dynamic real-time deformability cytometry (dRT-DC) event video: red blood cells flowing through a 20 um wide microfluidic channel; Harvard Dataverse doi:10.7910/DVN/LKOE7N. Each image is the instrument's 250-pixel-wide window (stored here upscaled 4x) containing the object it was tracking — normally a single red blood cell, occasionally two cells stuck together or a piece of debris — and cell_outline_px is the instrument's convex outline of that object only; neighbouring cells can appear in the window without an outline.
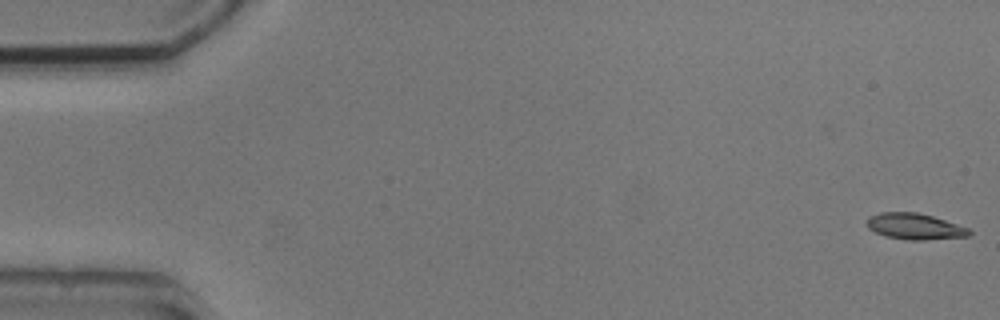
{"species": "common noctule bat (a hibernating species)", "species_latin": "Nyctalus noctula", "temperature_condition": "cold", "stored_images_in_passage": 5, "camera_frame_rate_fps": 3000, "um_per_image_px": 0.085, "animal": {"sex": "male", "body_mass_g": 20.5, "forearm_length_mm": 52.5}, "frame": {"image": 1, "passage_image": 1, "time_ms": 0.0, "image_size_px": [1000, 320], "cell_outline_px": [[972, 232], [968, 236], [924, 240], [904, 240], [884, 236], [868, 228], [868, 216], [880, 212], [916, 212], [932, 216], [968, 228]], "centroid_in_image_um": [77.73, 19.25], "position_along_channel_um": 7.3, "area_um2": 15.49}}
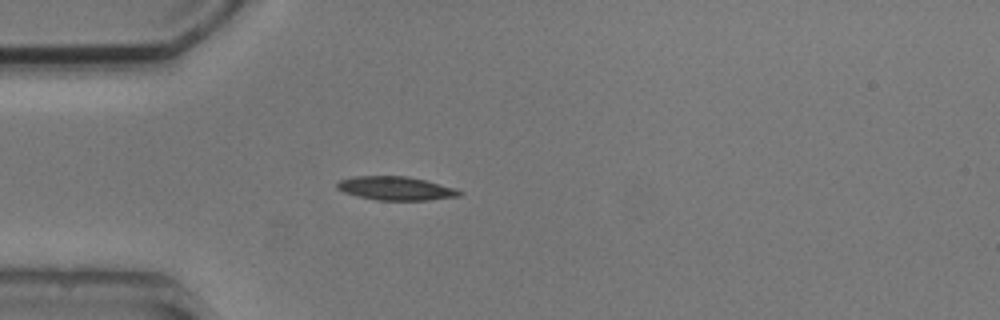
{"frame": {"image": 2, "passage_image": 5, "time_ms": 4.667, "image_size_px": [1000, 320], "cell_outline_px": [[464, 192], [460, 196], [428, 200], [376, 200], [344, 192], [336, 188], [336, 184], [340, 180], [352, 176], [408, 176], [456, 188]], "centroid_in_image_um": [33.65, 16.0], "position_along_channel_um": 51.3, "area_um2": 16.82}}